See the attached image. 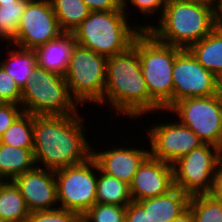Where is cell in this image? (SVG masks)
Instances as JSON below:
<instances>
[{"mask_svg":"<svg viewBox=\"0 0 222 222\" xmlns=\"http://www.w3.org/2000/svg\"><path fill=\"white\" fill-rule=\"evenodd\" d=\"M83 118L71 115H34V147L36 164L59 170L86 162L92 147L83 133Z\"/></svg>","mask_w":222,"mask_h":222,"instance_id":"cell-1","label":"cell"},{"mask_svg":"<svg viewBox=\"0 0 222 222\" xmlns=\"http://www.w3.org/2000/svg\"><path fill=\"white\" fill-rule=\"evenodd\" d=\"M106 99L118 114L132 119L150 113V94L140 57L133 47L108 58L103 99L98 104L104 105Z\"/></svg>","mask_w":222,"mask_h":222,"instance_id":"cell-2","label":"cell"},{"mask_svg":"<svg viewBox=\"0 0 222 222\" xmlns=\"http://www.w3.org/2000/svg\"><path fill=\"white\" fill-rule=\"evenodd\" d=\"M213 5L191 0H167L159 25H140L158 41L188 49L214 30Z\"/></svg>","mask_w":222,"mask_h":222,"instance_id":"cell-3","label":"cell"},{"mask_svg":"<svg viewBox=\"0 0 222 222\" xmlns=\"http://www.w3.org/2000/svg\"><path fill=\"white\" fill-rule=\"evenodd\" d=\"M141 60V70L150 94V111H167L173 105V66L181 48L158 41L143 30L132 46Z\"/></svg>","mask_w":222,"mask_h":222,"instance_id":"cell-4","label":"cell"},{"mask_svg":"<svg viewBox=\"0 0 222 222\" xmlns=\"http://www.w3.org/2000/svg\"><path fill=\"white\" fill-rule=\"evenodd\" d=\"M126 15L124 10L90 12L72 32L77 44L107 58L126 52L143 31L132 28Z\"/></svg>","mask_w":222,"mask_h":222,"instance_id":"cell-5","label":"cell"},{"mask_svg":"<svg viewBox=\"0 0 222 222\" xmlns=\"http://www.w3.org/2000/svg\"><path fill=\"white\" fill-rule=\"evenodd\" d=\"M63 75L36 65L22 89L21 107L32 115H71L79 112Z\"/></svg>","mask_w":222,"mask_h":222,"instance_id":"cell-6","label":"cell"},{"mask_svg":"<svg viewBox=\"0 0 222 222\" xmlns=\"http://www.w3.org/2000/svg\"><path fill=\"white\" fill-rule=\"evenodd\" d=\"M108 58L76 45L64 75L71 97L79 104L103 99ZM73 94V95H72Z\"/></svg>","mask_w":222,"mask_h":222,"instance_id":"cell-7","label":"cell"},{"mask_svg":"<svg viewBox=\"0 0 222 222\" xmlns=\"http://www.w3.org/2000/svg\"><path fill=\"white\" fill-rule=\"evenodd\" d=\"M179 116L204 144L222 150V97L217 93L207 97H189L175 102L168 110Z\"/></svg>","mask_w":222,"mask_h":222,"instance_id":"cell-8","label":"cell"},{"mask_svg":"<svg viewBox=\"0 0 222 222\" xmlns=\"http://www.w3.org/2000/svg\"><path fill=\"white\" fill-rule=\"evenodd\" d=\"M98 169L90 157L86 162L55 171L57 201L59 208L70 210L82 216L96 202Z\"/></svg>","mask_w":222,"mask_h":222,"instance_id":"cell-9","label":"cell"},{"mask_svg":"<svg viewBox=\"0 0 222 222\" xmlns=\"http://www.w3.org/2000/svg\"><path fill=\"white\" fill-rule=\"evenodd\" d=\"M222 150L210 144L193 149L172 164L174 186L190 196L210 191Z\"/></svg>","mask_w":222,"mask_h":222,"instance_id":"cell-10","label":"cell"},{"mask_svg":"<svg viewBox=\"0 0 222 222\" xmlns=\"http://www.w3.org/2000/svg\"><path fill=\"white\" fill-rule=\"evenodd\" d=\"M63 32L50 0H30L10 44L34 49L59 37Z\"/></svg>","mask_w":222,"mask_h":222,"instance_id":"cell-11","label":"cell"},{"mask_svg":"<svg viewBox=\"0 0 222 222\" xmlns=\"http://www.w3.org/2000/svg\"><path fill=\"white\" fill-rule=\"evenodd\" d=\"M173 104L189 97L218 93V77L205 69L188 49H181L173 66Z\"/></svg>","mask_w":222,"mask_h":222,"instance_id":"cell-12","label":"cell"},{"mask_svg":"<svg viewBox=\"0 0 222 222\" xmlns=\"http://www.w3.org/2000/svg\"><path fill=\"white\" fill-rule=\"evenodd\" d=\"M147 131L151 144L150 156L171 165L204 144L188 126L179 121L156 124Z\"/></svg>","mask_w":222,"mask_h":222,"instance_id":"cell-13","label":"cell"},{"mask_svg":"<svg viewBox=\"0 0 222 222\" xmlns=\"http://www.w3.org/2000/svg\"><path fill=\"white\" fill-rule=\"evenodd\" d=\"M13 182L19 188L30 212L56 209L55 171L38 165L17 176Z\"/></svg>","mask_w":222,"mask_h":222,"instance_id":"cell-14","label":"cell"},{"mask_svg":"<svg viewBox=\"0 0 222 222\" xmlns=\"http://www.w3.org/2000/svg\"><path fill=\"white\" fill-rule=\"evenodd\" d=\"M129 186L135 202L164 195L175 187L172 165L149 155L139 166Z\"/></svg>","mask_w":222,"mask_h":222,"instance_id":"cell-15","label":"cell"},{"mask_svg":"<svg viewBox=\"0 0 222 222\" xmlns=\"http://www.w3.org/2000/svg\"><path fill=\"white\" fill-rule=\"evenodd\" d=\"M149 155L146 149L119 147L95 152L92 147L91 157L102 172L130 185L139 166Z\"/></svg>","mask_w":222,"mask_h":222,"instance_id":"cell-16","label":"cell"},{"mask_svg":"<svg viewBox=\"0 0 222 222\" xmlns=\"http://www.w3.org/2000/svg\"><path fill=\"white\" fill-rule=\"evenodd\" d=\"M76 45L73 33L63 32L59 37L33 49L37 65L64 76Z\"/></svg>","mask_w":222,"mask_h":222,"instance_id":"cell-17","label":"cell"},{"mask_svg":"<svg viewBox=\"0 0 222 222\" xmlns=\"http://www.w3.org/2000/svg\"><path fill=\"white\" fill-rule=\"evenodd\" d=\"M190 195L174 187L168 193L136 201L153 222H172L188 209Z\"/></svg>","mask_w":222,"mask_h":222,"instance_id":"cell-18","label":"cell"},{"mask_svg":"<svg viewBox=\"0 0 222 222\" xmlns=\"http://www.w3.org/2000/svg\"><path fill=\"white\" fill-rule=\"evenodd\" d=\"M36 166L33 149L16 148L0 143V181H13Z\"/></svg>","mask_w":222,"mask_h":222,"instance_id":"cell-19","label":"cell"},{"mask_svg":"<svg viewBox=\"0 0 222 222\" xmlns=\"http://www.w3.org/2000/svg\"><path fill=\"white\" fill-rule=\"evenodd\" d=\"M188 50L205 69L217 77L222 75V32L214 29Z\"/></svg>","mask_w":222,"mask_h":222,"instance_id":"cell-20","label":"cell"},{"mask_svg":"<svg viewBox=\"0 0 222 222\" xmlns=\"http://www.w3.org/2000/svg\"><path fill=\"white\" fill-rule=\"evenodd\" d=\"M30 211L13 181L0 182V219L6 222H26Z\"/></svg>","mask_w":222,"mask_h":222,"instance_id":"cell-21","label":"cell"},{"mask_svg":"<svg viewBox=\"0 0 222 222\" xmlns=\"http://www.w3.org/2000/svg\"><path fill=\"white\" fill-rule=\"evenodd\" d=\"M15 47L16 50L8 51L9 57L6 62L0 61V64L22 90L33 76V70L37 65L36 55L33 49Z\"/></svg>","mask_w":222,"mask_h":222,"instance_id":"cell-22","label":"cell"},{"mask_svg":"<svg viewBox=\"0 0 222 222\" xmlns=\"http://www.w3.org/2000/svg\"><path fill=\"white\" fill-rule=\"evenodd\" d=\"M96 171L100 172V176L97 179L96 194L98 203L127 206L133 201L129 184L102 172L99 167Z\"/></svg>","mask_w":222,"mask_h":222,"instance_id":"cell-23","label":"cell"},{"mask_svg":"<svg viewBox=\"0 0 222 222\" xmlns=\"http://www.w3.org/2000/svg\"><path fill=\"white\" fill-rule=\"evenodd\" d=\"M1 144L22 149L34 147V115L22 112L0 138Z\"/></svg>","mask_w":222,"mask_h":222,"instance_id":"cell-24","label":"cell"},{"mask_svg":"<svg viewBox=\"0 0 222 222\" xmlns=\"http://www.w3.org/2000/svg\"><path fill=\"white\" fill-rule=\"evenodd\" d=\"M64 32H73L90 14L83 0H50Z\"/></svg>","mask_w":222,"mask_h":222,"instance_id":"cell-25","label":"cell"},{"mask_svg":"<svg viewBox=\"0 0 222 222\" xmlns=\"http://www.w3.org/2000/svg\"><path fill=\"white\" fill-rule=\"evenodd\" d=\"M30 0L0 3V37L11 42L17 33L20 18Z\"/></svg>","mask_w":222,"mask_h":222,"instance_id":"cell-26","label":"cell"},{"mask_svg":"<svg viewBox=\"0 0 222 222\" xmlns=\"http://www.w3.org/2000/svg\"><path fill=\"white\" fill-rule=\"evenodd\" d=\"M188 208L193 214L194 222H222V201L207 193L192 195Z\"/></svg>","mask_w":222,"mask_h":222,"instance_id":"cell-27","label":"cell"},{"mask_svg":"<svg viewBox=\"0 0 222 222\" xmlns=\"http://www.w3.org/2000/svg\"><path fill=\"white\" fill-rule=\"evenodd\" d=\"M126 206L96 202L81 217L87 222H125Z\"/></svg>","mask_w":222,"mask_h":222,"instance_id":"cell-28","label":"cell"},{"mask_svg":"<svg viewBox=\"0 0 222 222\" xmlns=\"http://www.w3.org/2000/svg\"><path fill=\"white\" fill-rule=\"evenodd\" d=\"M81 216L63 208L30 212L26 222H77Z\"/></svg>","mask_w":222,"mask_h":222,"instance_id":"cell-29","label":"cell"},{"mask_svg":"<svg viewBox=\"0 0 222 222\" xmlns=\"http://www.w3.org/2000/svg\"><path fill=\"white\" fill-rule=\"evenodd\" d=\"M22 90L0 64V99L3 103L20 105Z\"/></svg>","mask_w":222,"mask_h":222,"instance_id":"cell-30","label":"cell"},{"mask_svg":"<svg viewBox=\"0 0 222 222\" xmlns=\"http://www.w3.org/2000/svg\"><path fill=\"white\" fill-rule=\"evenodd\" d=\"M20 106L21 105L13 103H3L0 106V138L12 125L15 119L23 112V109Z\"/></svg>","mask_w":222,"mask_h":222,"instance_id":"cell-31","label":"cell"},{"mask_svg":"<svg viewBox=\"0 0 222 222\" xmlns=\"http://www.w3.org/2000/svg\"><path fill=\"white\" fill-rule=\"evenodd\" d=\"M129 0H122V8L124 9V12L126 13L127 9V2ZM167 0H130L129 3L133 4L135 8H139L142 13L145 14H152V16L159 11L160 8V16H162L164 8L166 6ZM162 9V11H161Z\"/></svg>","mask_w":222,"mask_h":222,"instance_id":"cell-32","label":"cell"},{"mask_svg":"<svg viewBox=\"0 0 222 222\" xmlns=\"http://www.w3.org/2000/svg\"><path fill=\"white\" fill-rule=\"evenodd\" d=\"M125 222H153L148 213L135 201L126 206Z\"/></svg>","mask_w":222,"mask_h":222,"instance_id":"cell-33","label":"cell"},{"mask_svg":"<svg viewBox=\"0 0 222 222\" xmlns=\"http://www.w3.org/2000/svg\"><path fill=\"white\" fill-rule=\"evenodd\" d=\"M83 2L91 12L124 10L122 8V0H83Z\"/></svg>","mask_w":222,"mask_h":222,"instance_id":"cell-34","label":"cell"},{"mask_svg":"<svg viewBox=\"0 0 222 222\" xmlns=\"http://www.w3.org/2000/svg\"><path fill=\"white\" fill-rule=\"evenodd\" d=\"M212 198L222 201V158L216 168L210 191L207 193Z\"/></svg>","mask_w":222,"mask_h":222,"instance_id":"cell-35","label":"cell"},{"mask_svg":"<svg viewBox=\"0 0 222 222\" xmlns=\"http://www.w3.org/2000/svg\"><path fill=\"white\" fill-rule=\"evenodd\" d=\"M214 29L222 32V0H216L213 5Z\"/></svg>","mask_w":222,"mask_h":222,"instance_id":"cell-36","label":"cell"},{"mask_svg":"<svg viewBox=\"0 0 222 222\" xmlns=\"http://www.w3.org/2000/svg\"><path fill=\"white\" fill-rule=\"evenodd\" d=\"M172 222H194L191 210L188 208L180 216L176 217Z\"/></svg>","mask_w":222,"mask_h":222,"instance_id":"cell-37","label":"cell"},{"mask_svg":"<svg viewBox=\"0 0 222 222\" xmlns=\"http://www.w3.org/2000/svg\"><path fill=\"white\" fill-rule=\"evenodd\" d=\"M218 94L222 97V75L218 77Z\"/></svg>","mask_w":222,"mask_h":222,"instance_id":"cell-38","label":"cell"},{"mask_svg":"<svg viewBox=\"0 0 222 222\" xmlns=\"http://www.w3.org/2000/svg\"><path fill=\"white\" fill-rule=\"evenodd\" d=\"M191 1H197V2H202L205 4L213 5L216 0H191Z\"/></svg>","mask_w":222,"mask_h":222,"instance_id":"cell-39","label":"cell"},{"mask_svg":"<svg viewBox=\"0 0 222 222\" xmlns=\"http://www.w3.org/2000/svg\"><path fill=\"white\" fill-rule=\"evenodd\" d=\"M13 1H18V0H0V3H8Z\"/></svg>","mask_w":222,"mask_h":222,"instance_id":"cell-40","label":"cell"},{"mask_svg":"<svg viewBox=\"0 0 222 222\" xmlns=\"http://www.w3.org/2000/svg\"><path fill=\"white\" fill-rule=\"evenodd\" d=\"M77 222H87V221L85 219H83L82 217H80Z\"/></svg>","mask_w":222,"mask_h":222,"instance_id":"cell-41","label":"cell"}]
</instances>
